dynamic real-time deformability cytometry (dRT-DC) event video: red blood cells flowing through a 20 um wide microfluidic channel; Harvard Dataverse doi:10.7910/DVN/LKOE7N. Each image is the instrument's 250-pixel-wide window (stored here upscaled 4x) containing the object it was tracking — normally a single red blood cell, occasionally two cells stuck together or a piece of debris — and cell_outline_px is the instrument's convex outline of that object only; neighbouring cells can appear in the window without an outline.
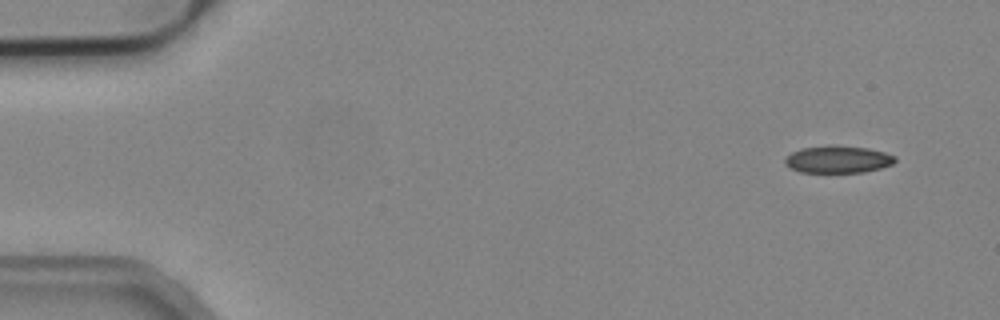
{"species": "common noctule bat (a hibernating species)", "species_latin": "Nyctalus noctula", "temperature_condition": "cold", "stored_images_in_passage": 51, "camera_frame_rate_fps": 3000, "um_per_image_px": 0.085, "animal": {"sex": "male", "body_mass_g": 19.2, "forearm_length_mm": 51.8}, "frame": {"image": 1, "passage_image": 1, "time_ms": 0.0, "image_size_px": [1000, 320], "cell_outline_px": [[896, 160], [892, 164], [880, 168], [864, 172], [800, 172], [784, 164], [784, 156], [800, 148], [828, 144], [868, 148], [884, 152], [896, 156]], "centroid_in_image_um": [71.19, 13.53], "position_along_channel_um": 13.8, "area_um2": 17.69}}
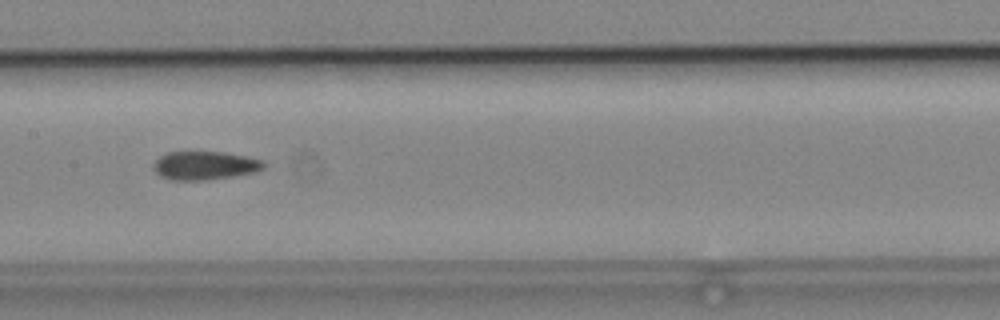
{"frame": {"image": 2, "passage_image": 24, "time_ms": 7.667, "image_size_px": [1000, 320], "cell_outline_px": [[264, 168], [256, 172], [232, 176], [204, 180], [172, 180], [160, 176], [156, 172], [156, 160], [160, 156], [168, 152], [192, 148], [224, 152], [248, 156], [264, 160]], "centroid_in_image_um": [17.43, 14.01], "position_along_channel_um": 190.0, "area_um2": 18.96}}
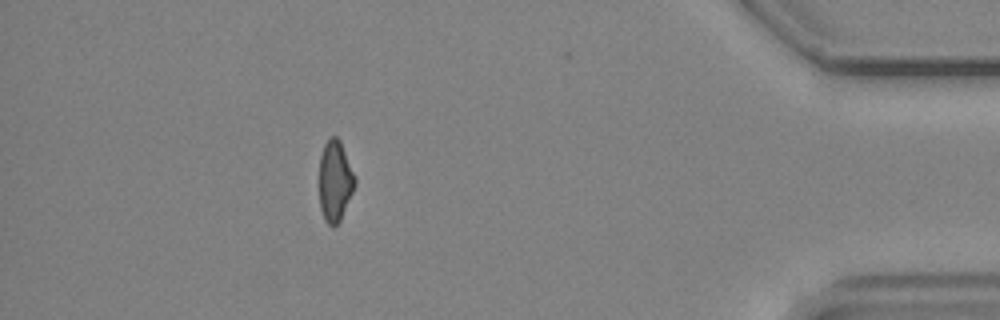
{"frame": {"image": 3, "passage_image": 45, "time_ms": 14.667, "image_size_px": [1000, 320], "cell_outline_px": [[356, 184], [340, 220], [332, 228], [324, 220], [320, 208], [320, 156], [324, 144], [328, 136], [336, 136], [340, 140], [356, 176]], "centroid_in_image_um": [28.48, 15.36], "position_along_channel_um": 406.7, "area_um2": 16.94}}